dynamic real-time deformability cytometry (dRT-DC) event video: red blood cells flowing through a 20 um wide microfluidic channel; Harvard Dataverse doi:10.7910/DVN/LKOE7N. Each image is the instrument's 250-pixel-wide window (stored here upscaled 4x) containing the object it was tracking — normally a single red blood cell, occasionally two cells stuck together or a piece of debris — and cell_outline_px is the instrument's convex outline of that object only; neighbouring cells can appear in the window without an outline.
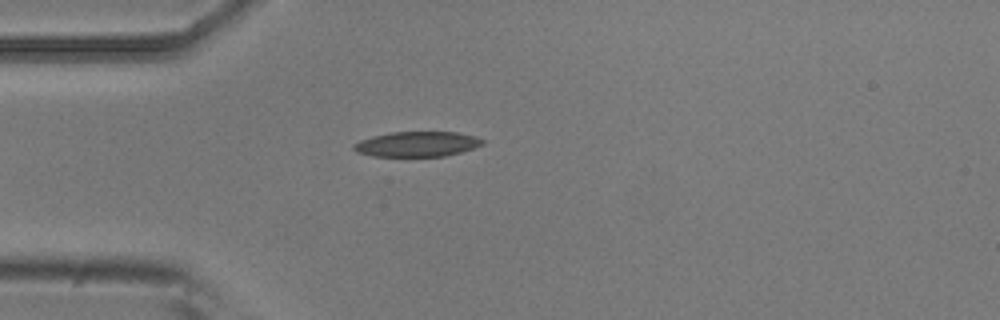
{"species": "common noctule bat (a hibernating species)", "species_latin": "Nyctalus noctula", "temperature_condition": "room temperature", "stored_images_in_passage": 1, "camera_frame_rate_fps": 3000, "um_per_image_px": 0.085, "animal": {"sex": "male", "body_mass_g": 20.5, "forearm_length_mm": 52.5}, "frame": {"image": 1, "passage_image": 1, "time_ms": 0.0, "image_size_px": [1000, 320], "cell_outline_px": [[484, 144], [460, 152], [444, 156], [372, 156], [356, 152], [352, 148], [352, 144], [360, 140], [372, 136], [392, 132], [456, 132], [476, 136], [484, 140]], "centroid_in_image_um": [35.42, 12.24], "position_along_channel_um": 49.6, "area_um2": 18.84}}